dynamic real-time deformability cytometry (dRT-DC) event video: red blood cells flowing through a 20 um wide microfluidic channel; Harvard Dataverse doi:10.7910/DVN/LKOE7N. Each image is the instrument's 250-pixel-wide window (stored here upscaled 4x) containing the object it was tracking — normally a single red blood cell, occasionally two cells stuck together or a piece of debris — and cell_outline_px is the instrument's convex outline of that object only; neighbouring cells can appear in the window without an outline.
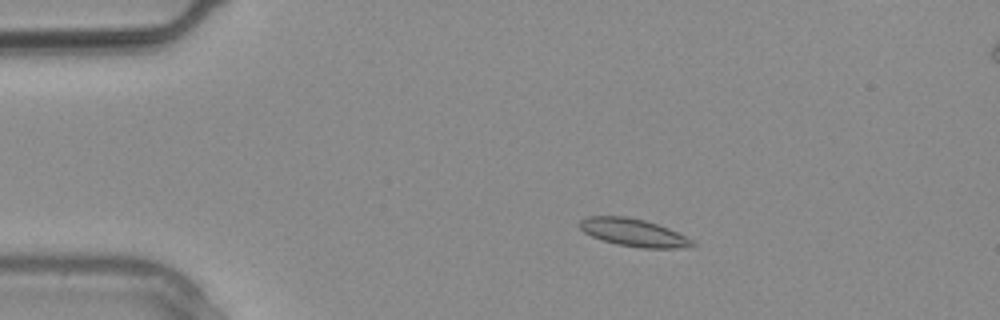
{"species": "common noctule bat (a hibernating species)", "species_latin": "Nyctalus noctula", "temperature_condition": "warm", "stored_images_in_passage": 3, "camera_frame_rate_fps": 3000, "um_per_image_px": 0.085, "animal": {"sex": "male", "body_mass_g": 20.4}, "frame": {"image": 1, "passage_image": 1, "time_ms": 0.0, "image_size_px": [1000, 320], "cell_outline_px": [[696, 244], [688, 248], [640, 248], [616, 244], [592, 236], [584, 232], [580, 228], [580, 220], [588, 216], [628, 216], [644, 220], [668, 228], [692, 240]], "centroid_in_image_um": [53.85, 19.77], "position_along_channel_um": 31.2, "area_um2": 18.03}}